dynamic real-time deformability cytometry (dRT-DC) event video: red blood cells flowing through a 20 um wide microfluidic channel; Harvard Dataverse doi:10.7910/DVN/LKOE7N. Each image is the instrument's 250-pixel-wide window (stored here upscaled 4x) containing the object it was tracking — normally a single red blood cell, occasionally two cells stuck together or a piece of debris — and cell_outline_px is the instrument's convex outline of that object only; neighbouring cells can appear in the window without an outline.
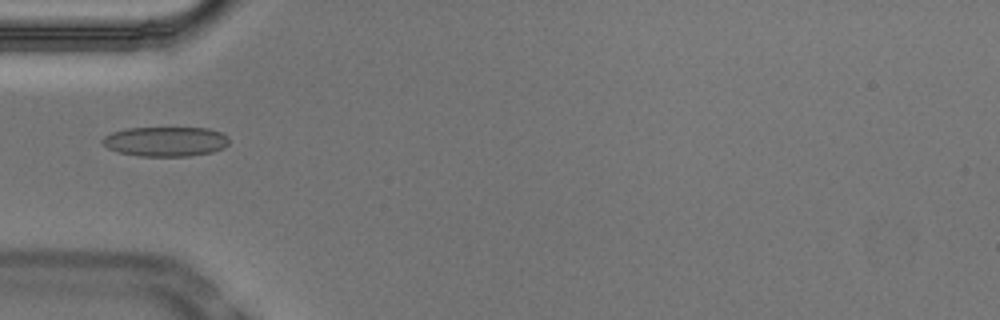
{"species": "Egyptian fruit bat (a non-hibernating species)", "species_latin": "Rousettus aegyptiacus", "temperature_condition": "cold", "stored_images_in_passage": 37, "camera_frame_rate_fps": 3000, "um_per_image_px": 0.085, "animal": {"sex": "male"}, "frame": {"image": 1, "passage_image": 1, "time_ms": 0.0, "image_size_px": [1000, 320], "cell_outline_px": [[228, 144], [224, 148], [212, 152], [188, 156], [136, 156], [116, 152], [108, 148], [100, 140], [104, 136], [112, 132], [128, 128], [208, 128], [220, 132], [228, 136]], "centroid_in_image_um": [14.06, 12.03], "position_along_channel_um": 70.9, "area_um2": 22.02}}
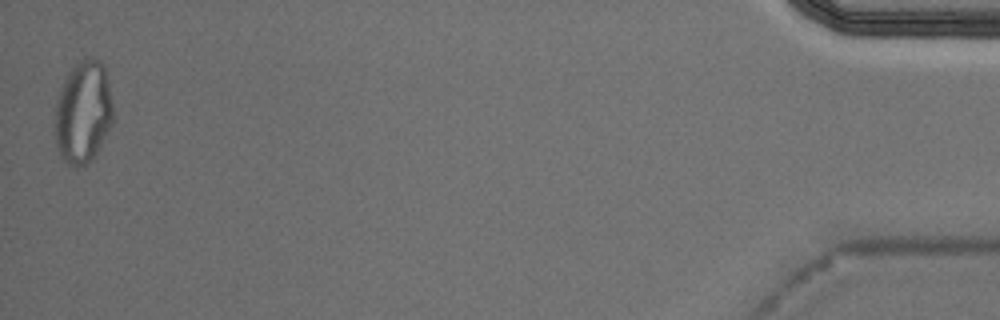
{"frame": {"image": 2, "passage_image": 37, "time_ms": 12.0, "image_size_px": [1000, 320], "cell_outline_px": [[112, 124], [96, 152], [84, 164], [76, 168], [68, 164], [60, 156], [56, 144], [56, 100], [64, 80], [68, 72], [80, 60], [88, 56], [96, 56], [104, 64], [112, 104]], "centroid_in_image_um": [7.06, 9.48], "position_along_channel_um": 428.1, "area_um2": 34.39}, "authors_computed_cell_mechanics": {"area_um2": 21.5016, "velocity_mm_per_s": 3.7321, "shape_relaxation_time_tau1_ms": null, "shape_relaxation_time_tau2_ms": 2.5738, "deformation_change_tau1": null, "deformation_change_tau2": 0.0845}}